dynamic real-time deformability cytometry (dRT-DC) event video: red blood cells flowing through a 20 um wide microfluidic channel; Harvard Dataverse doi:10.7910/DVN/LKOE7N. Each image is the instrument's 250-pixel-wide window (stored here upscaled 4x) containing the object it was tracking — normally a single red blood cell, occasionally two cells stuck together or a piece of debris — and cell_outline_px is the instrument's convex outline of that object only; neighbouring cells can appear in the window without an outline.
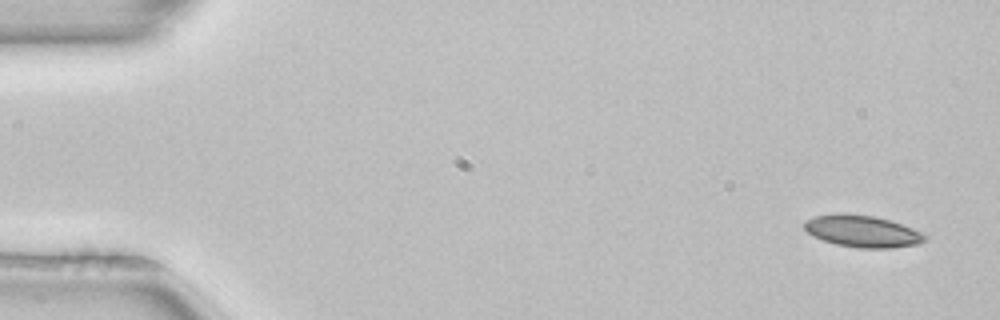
{"species": "common noctule bat (a hibernating species)", "species_latin": "Nyctalus noctula", "temperature_condition": "room temperature", "stored_images_in_passage": 51, "camera_frame_rate_fps": 3000, "um_per_image_px": 0.085, "animal": {"sex": "female", "body_mass_g": 22.7, "forearm_length_mm": 54.2}, "frame": {"image": 1, "passage_image": 2, "time_ms": 0.333, "image_size_px": [1000, 320], "cell_outline_px": [[928, 236], [920, 244], [892, 248], [856, 248], [836, 244], [812, 236], [804, 228], [804, 220], [816, 216], [840, 212], [876, 216], [892, 220], [924, 232]], "centroid_in_image_um": [73.34, 19.64], "position_along_channel_um": 11.7, "area_um2": 22.83}}
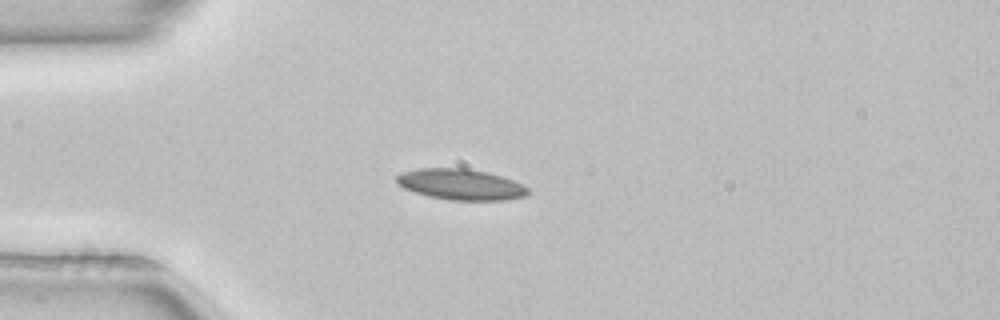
{"frame": {"image": 2, "passage_image": 13, "time_ms": 4.0, "image_size_px": [1000, 320], "cell_outline_px": [[528, 196], [504, 200], [448, 200], [428, 196], [404, 188], [396, 184], [396, 176], [404, 172], [416, 168], [468, 168], [488, 172], [512, 180], [528, 188]], "centroid_in_image_um": [39.15, 15.67], "position_along_channel_um": 45.9, "area_um2": 23.64}}
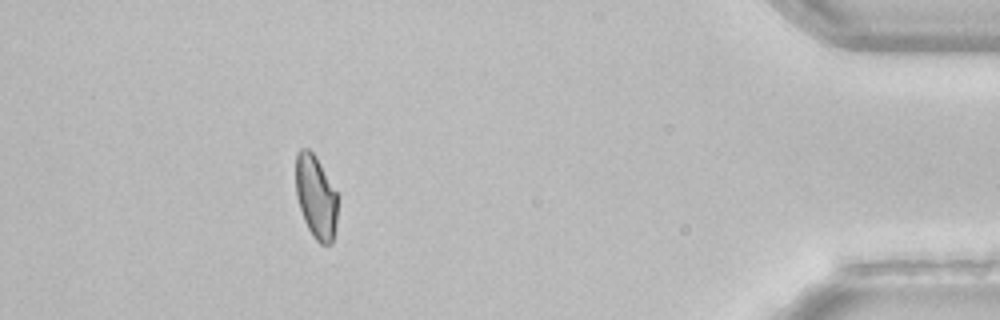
{"frame": {"image": 3, "passage_image": 46, "time_ms": 15.0, "image_size_px": [1000, 320], "cell_outline_px": [[340, 196], [336, 224], [332, 244], [320, 244], [312, 236], [304, 220], [296, 196], [296, 152], [300, 148], [308, 148], [316, 156]], "centroid_in_image_um": [26.88, 16.73], "position_along_channel_um": 408.3, "area_um2": 20.87}, "authors_computed_cell_mechanics": {"area_um2": 22.0796, "velocity_mm_per_s": 3.9696, "shape_relaxation_time_tau1_ms": 10.648, "shape_relaxation_time_tau2_ms": 7.2708, "deformation_change_tau1": 0.2005, "deformation_change_tau2": 0.13}}